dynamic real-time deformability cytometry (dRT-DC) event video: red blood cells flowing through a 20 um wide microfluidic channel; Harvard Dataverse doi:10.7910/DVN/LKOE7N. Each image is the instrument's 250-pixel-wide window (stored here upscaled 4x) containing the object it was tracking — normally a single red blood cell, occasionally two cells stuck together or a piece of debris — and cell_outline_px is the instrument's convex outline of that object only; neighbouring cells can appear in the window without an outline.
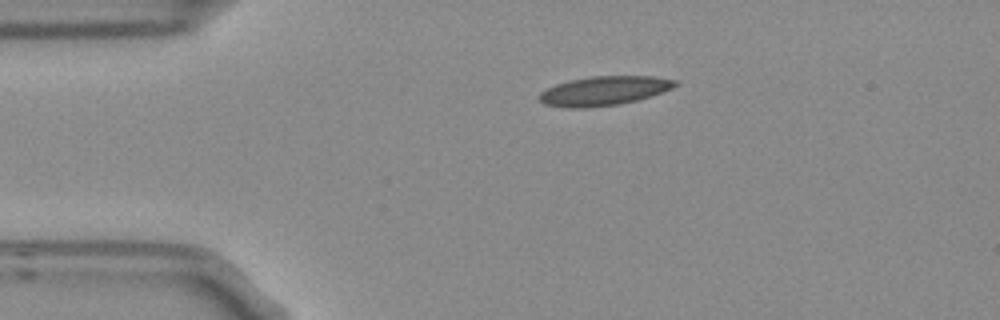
{"species": "Egyptian fruit bat (a non-hibernating species)", "species_latin": "Rousettus aegyptiacus", "temperature_condition": "room temperature", "stored_images_in_passage": 4, "camera_frame_rate_fps": 3000, "um_per_image_px": 0.085, "frame": {"image": 1, "passage_image": 3, "time_ms": 0.667, "image_size_px": [1000, 320], "cell_outline_px": [[680, 84], [672, 88], [636, 100], [620, 104], [588, 108], [568, 108], [544, 104], [536, 96], [540, 92], [556, 84], [568, 80], [592, 76], [652, 76], [680, 80]], "centroid_in_image_um": [51.33, 7.71], "position_along_channel_um": 33.7, "area_um2": 23.24}}